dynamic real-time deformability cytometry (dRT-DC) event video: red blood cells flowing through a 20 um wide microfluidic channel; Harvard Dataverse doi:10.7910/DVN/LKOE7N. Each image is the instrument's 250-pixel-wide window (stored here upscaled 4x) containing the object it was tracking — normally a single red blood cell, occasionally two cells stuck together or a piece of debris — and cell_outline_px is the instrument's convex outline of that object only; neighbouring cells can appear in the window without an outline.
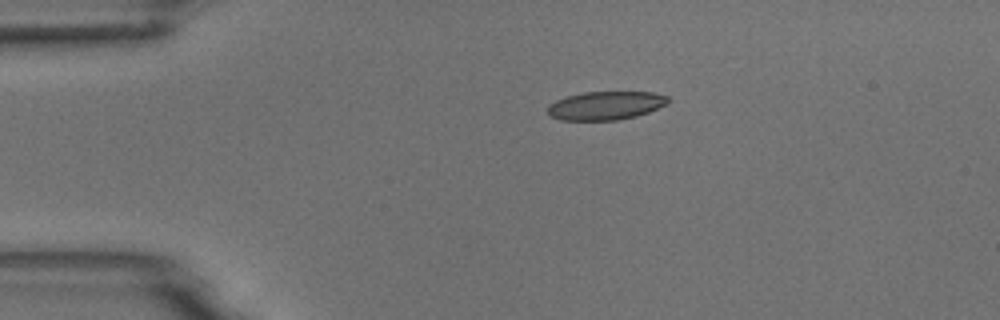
{"species": "common noctule bat (a hibernating species)", "species_latin": "Nyctalus noctula", "temperature_condition": "room temperature", "stored_images_in_passage": 4, "camera_frame_rate_fps": 3000, "um_per_image_px": 0.085, "animal": {"sex": "male", "body_mass_g": 18.8}, "frame": {"image": 1, "passage_image": 1, "time_ms": 0.0, "image_size_px": [1000, 320], "cell_outline_px": [[672, 100], [668, 104], [648, 112], [636, 116], [616, 120], [560, 120], [548, 116], [548, 104], [556, 100], [568, 96], [584, 92], [652, 92], [668, 96]], "centroid_in_image_um": [51.49, 8.97], "position_along_channel_um": 33.5, "area_um2": 20.11}}
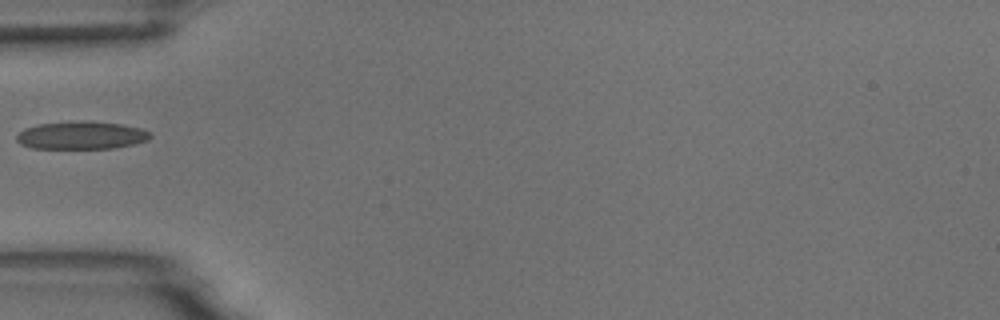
{"frame": {"image": 2, "passage_image": 3, "time_ms": 2.333, "image_size_px": [1000, 320], "cell_outline_px": [[152, 136], [148, 140], [116, 148], [32, 148], [20, 144], [16, 140], [16, 136], [24, 128], [40, 124], [76, 120], [84, 120], [120, 124], [140, 128], [152, 132]], "centroid_in_image_um": [6.92, 11.49], "position_along_channel_um": 78.1, "area_um2": 21.79}}